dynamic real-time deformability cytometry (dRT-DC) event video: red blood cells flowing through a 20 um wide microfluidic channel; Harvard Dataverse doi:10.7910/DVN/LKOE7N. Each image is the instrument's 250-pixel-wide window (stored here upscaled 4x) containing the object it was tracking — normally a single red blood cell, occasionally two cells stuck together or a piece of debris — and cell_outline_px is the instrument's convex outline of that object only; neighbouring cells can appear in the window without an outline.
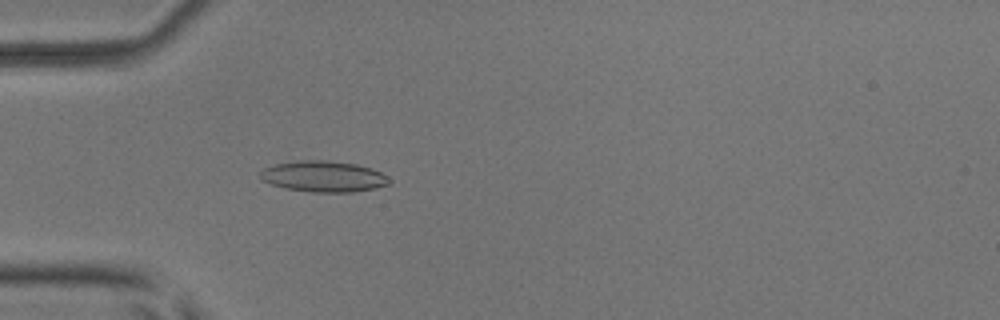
{"species": "common noctule bat (a hibernating species)", "species_latin": "Nyctalus noctula", "temperature_condition": "room temperature", "stored_images_in_passage": 51, "camera_frame_rate_fps": 3000, "um_per_image_px": 0.085, "animal": {"sex": "male", "body_mass_g": 17.9, "forearm_length_mm": 54.2}, "frame": {"image": 1, "passage_image": 15, "time_ms": 4.667, "image_size_px": [1000, 320], "cell_outline_px": [[392, 184], [376, 188], [352, 192], [312, 192], [284, 188], [260, 180], [260, 172], [264, 168], [276, 164], [296, 160], [324, 160], [356, 164], [372, 168], [388, 176], [392, 180]], "centroid_in_image_um": [27.53, 15.0], "position_along_channel_um": 57.5, "area_um2": 23.52}}
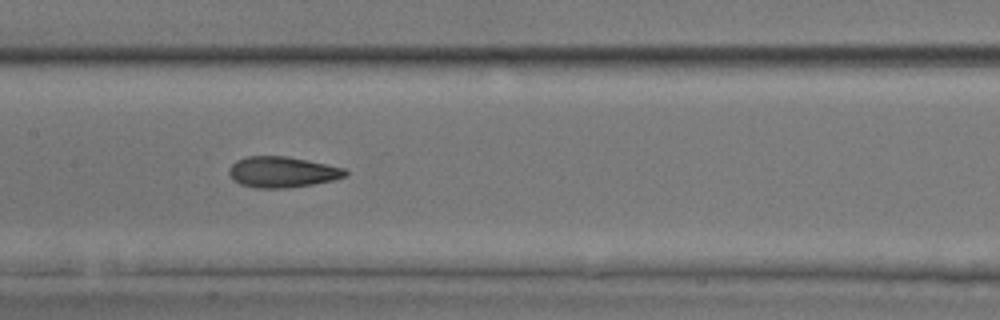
{"frame": {"image": 2, "passage_image": 25, "time_ms": 8.0, "image_size_px": [1000, 320], "cell_outline_px": [[348, 176], [332, 180], [312, 184], [288, 188], [256, 188], [240, 184], [232, 180], [228, 172], [228, 168], [236, 160], [248, 156], [288, 156], [344, 168], [348, 172]], "centroid_in_image_um": [23.96, 14.62], "position_along_channel_um": 183.4, "area_um2": 20.98}}
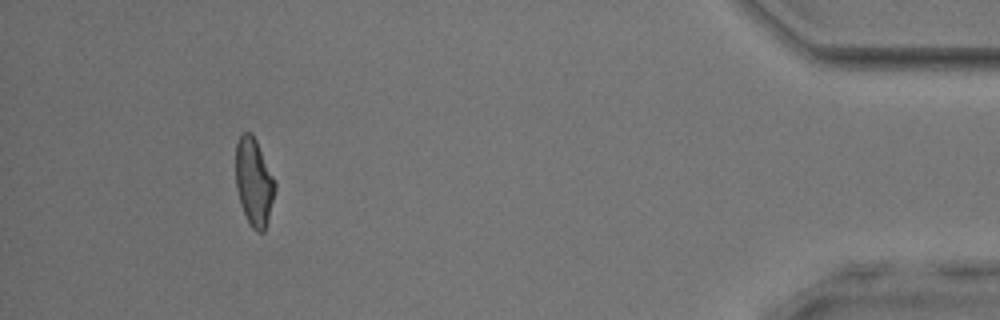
{"frame": {"image": 3, "passage_image": 47, "time_ms": 15.333, "image_size_px": [1000, 320], "cell_outline_px": [[276, 188], [268, 220], [264, 232], [256, 232], [252, 228], [240, 204], [236, 188], [236, 144], [240, 136], [244, 132], [252, 132], [276, 180]], "centroid_in_image_um": [21.6, 15.47], "position_along_channel_um": 413.6, "area_um2": 20.17}, "authors_computed_cell_mechanics": {"area_um2": 20.9814, "velocity_mm_per_s": 3.9763, "shape_relaxation_time_tau1_ms": 6.0939, "shape_relaxation_time_tau2_ms": 1.0799, "deformation_change_tau1": 0.1861, "deformation_change_tau2": 0.0745}}